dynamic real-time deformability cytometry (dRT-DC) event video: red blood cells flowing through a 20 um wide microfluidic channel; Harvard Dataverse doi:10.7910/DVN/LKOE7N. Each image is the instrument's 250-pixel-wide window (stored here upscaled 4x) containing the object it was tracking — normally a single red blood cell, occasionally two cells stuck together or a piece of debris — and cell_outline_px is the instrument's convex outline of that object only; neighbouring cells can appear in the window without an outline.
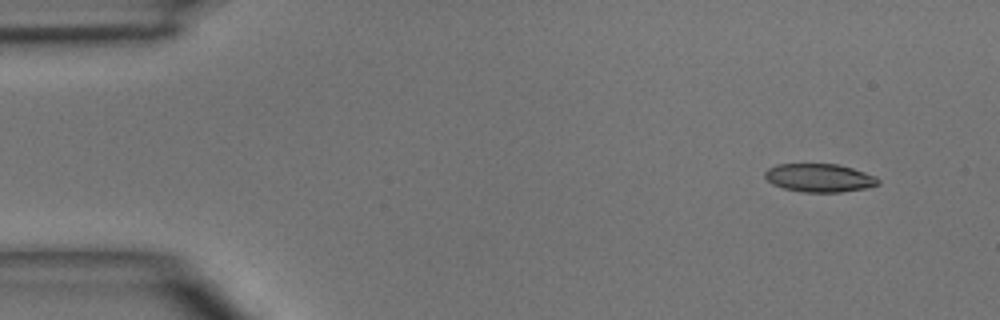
{"species": "common noctule bat (a hibernating species)", "species_latin": "Nyctalus noctula", "temperature_condition": "room temperature", "stored_images_in_passage": 3, "camera_frame_rate_fps": 3000, "um_per_image_px": 0.085, "animal": {"sex": "male", "body_mass_g": 15.6}, "frame": {"image": 1, "passage_image": 1, "time_ms": 0.0, "image_size_px": [1000, 320], "cell_outline_px": [[880, 184], [864, 188], [840, 192], [804, 192], [784, 188], [772, 184], [764, 176], [764, 172], [768, 168], [776, 164], [836, 164], [852, 168], [876, 176], [880, 180]], "centroid_in_image_um": [69.64, 15.11], "position_along_channel_um": 15.4, "area_um2": 18.61}}
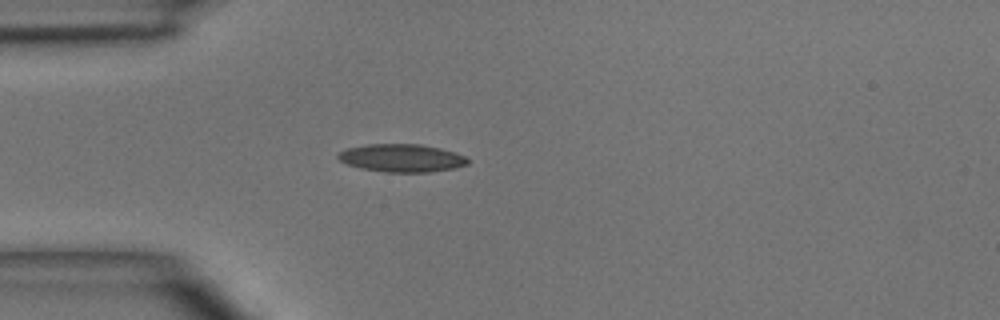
{"frame": {"image": 2, "passage_image": 3, "time_ms": 3.0, "image_size_px": [1000, 320], "cell_outline_px": [[468, 164], [456, 168], [428, 172], [384, 172], [360, 168], [348, 164], [340, 160], [336, 156], [340, 152], [348, 148], [364, 144], [420, 144], [440, 148], [456, 152], [464, 156], [468, 160]], "centroid_in_image_um": [34.15, 13.43], "position_along_channel_um": 50.8, "area_um2": 21.1}}